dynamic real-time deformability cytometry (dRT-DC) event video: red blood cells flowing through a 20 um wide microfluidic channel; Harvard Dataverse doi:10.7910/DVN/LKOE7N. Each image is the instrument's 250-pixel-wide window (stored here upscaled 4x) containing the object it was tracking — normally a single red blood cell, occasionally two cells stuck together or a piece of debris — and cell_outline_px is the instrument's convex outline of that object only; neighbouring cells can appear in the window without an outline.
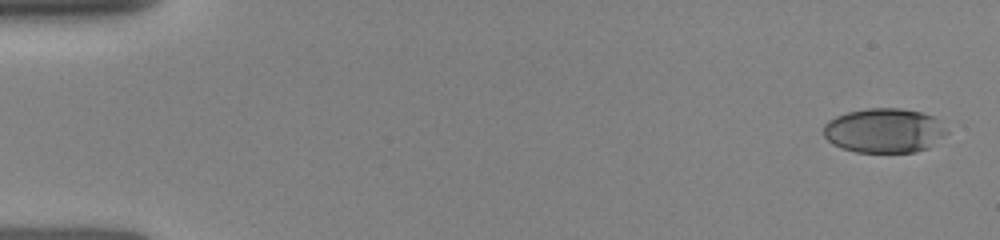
{"species": "human", "species_latin": "Homo sapiens", "temperature_condition": "room temperature", "stored_images_in_passage": 26, "camera_frame_rate_fps": 3000, "um_per_image_px": 0.085, "donor": {"sex": "female"}, "frame": {"image": 1, "passage_image": 1, "time_ms": 0.0, "image_size_px": [1000, 240], "cell_outline_px": [[948, 132], [928, 148], [916, 152], [856, 152], [840, 148], [832, 144], [824, 136], [824, 124], [828, 120], [836, 116], [848, 112], [868, 108], [900, 108], [924, 112], [932, 116]], "centroid_in_image_um": [75.12, 11.1], "position_along_channel_um": 9.9, "area_um2": 31.91}}
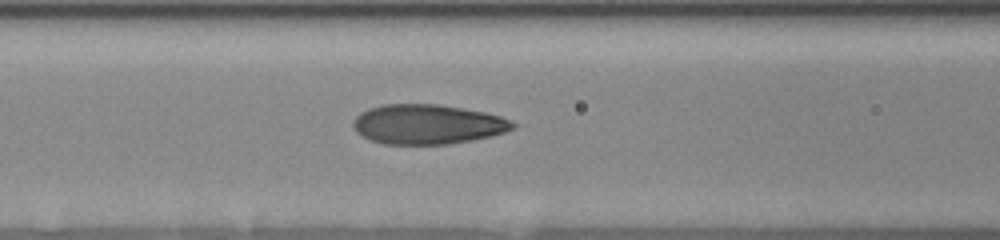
{"frame": {"image": 2, "passage_image": 15, "time_ms": 6.333, "image_size_px": [1000, 240], "cell_outline_px": [[516, 128], [492, 136], [472, 140], [448, 144], [384, 144], [368, 140], [356, 132], [352, 128], [352, 120], [360, 112], [368, 108], [384, 104], [440, 104], [484, 112], [500, 116], [512, 120], [516, 124]], "centroid_in_image_um": [36.31, 10.56], "position_along_channel_um": 130.3, "area_um2": 37.34}}
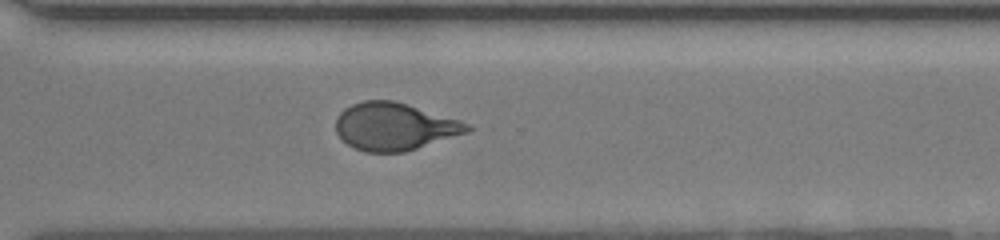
{"frame": {"image": 3, "passage_image": 26, "time_ms": 11.333, "image_size_px": [1000, 240], "cell_outline_px": [[476, 128], [468, 132], [404, 152], [364, 152], [348, 144], [336, 132], [336, 116], [344, 108], [352, 104], [364, 100], [392, 100], [408, 104], [460, 120], [472, 124]], "centroid_in_image_um": [33.55, 10.74], "position_along_channel_um": 337.1, "area_um2": 36.41}}